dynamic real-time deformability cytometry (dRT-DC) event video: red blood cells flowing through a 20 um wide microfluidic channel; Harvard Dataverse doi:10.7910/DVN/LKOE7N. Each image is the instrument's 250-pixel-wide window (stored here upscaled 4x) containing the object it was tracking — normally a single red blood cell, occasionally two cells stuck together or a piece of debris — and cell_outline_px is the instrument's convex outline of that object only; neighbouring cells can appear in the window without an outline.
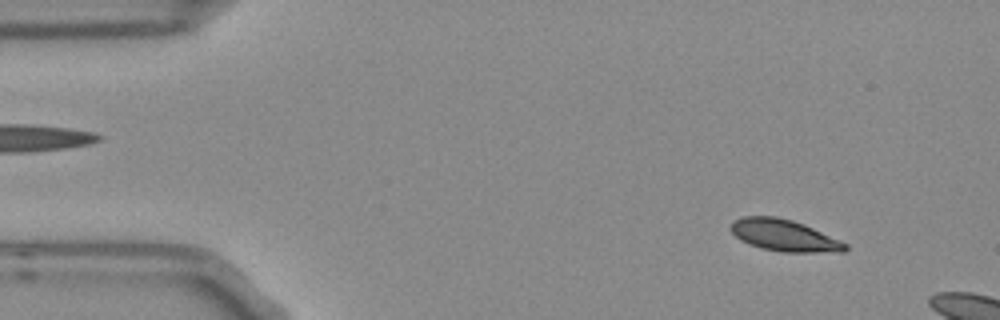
{"species": "Egyptian fruit bat (a non-hibernating species)", "species_latin": "Rousettus aegyptiacus", "temperature_condition": "room temperature", "stored_images_in_passage": 8, "camera_frame_rate_fps": 3000, "um_per_image_px": 0.085, "frame": {"image": 1, "passage_image": 3, "time_ms": 0.667, "image_size_px": [1000, 320], "cell_outline_px": [[848, 248], [844, 252], [780, 252], [764, 248], [740, 240], [728, 228], [736, 220], [744, 216], [776, 216], [792, 220], [804, 224], [840, 240], [848, 244]], "centroid_in_image_um": [66.69, 20.01], "position_along_channel_um": 18.3, "area_um2": 20.98}}